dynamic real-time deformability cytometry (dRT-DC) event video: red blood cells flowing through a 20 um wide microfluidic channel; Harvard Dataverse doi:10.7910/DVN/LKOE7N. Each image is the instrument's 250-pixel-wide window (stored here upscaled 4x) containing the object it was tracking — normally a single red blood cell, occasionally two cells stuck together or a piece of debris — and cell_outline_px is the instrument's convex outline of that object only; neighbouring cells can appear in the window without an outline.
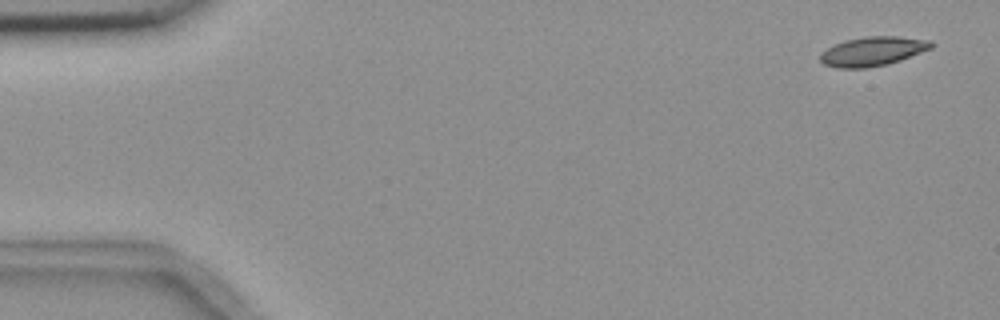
{"species": "common noctule bat (a hibernating species)", "species_latin": "Nyctalus noctula", "temperature_condition": "room temperature", "stored_images_in_passage": 5, "camera_frame_rate_fps": 3000, "um_per_image_px": 0.085, "animal": {"sex": "female", "body_mass_g": 18.4}, "frame": {"image": 1, "passage_image": 1, "time_ms": 0.0, "image_size_px": [1000, 320], "cell_outline_px": [[936, 44], [932, 48], [900, 60], [888, 64], [868, 68], [836, 68], [824, 64], [820, 60], [820, 52], [844, 40], [864, 36], [896, 36], [932, 40]], "centroid_in_image_um": [74.2, 4.36], "position_along_channel_um": 10.8, "area_um2": 19.07}}
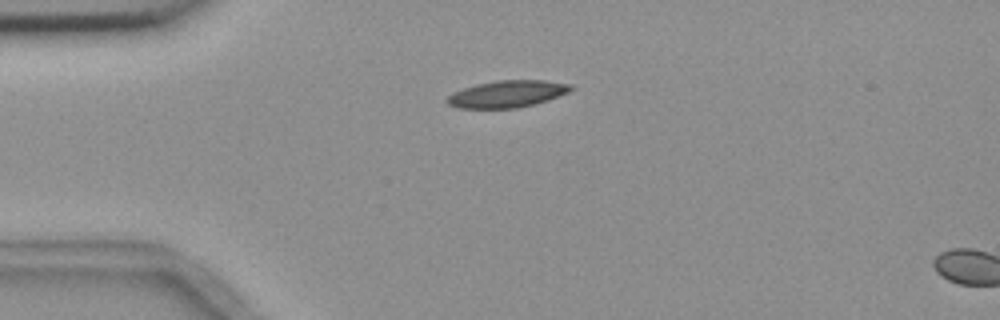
{"frame": {"image": 2, "passage_image": 4, "time_ms": 3.667, "image_size_px": [1000, 320], "cell_outline_px": [[572, 88], [568, 92], [548, 100], [516, 108], [456, 108], [448, 104], [444, 100], [452, 92], [476, 84], [496, 80], [544, 80], [572, 84]], "centroid_in_image_um": [43.07, 7.98], "position_along_channel_um": 41.9, "area_um2": 19.42}}